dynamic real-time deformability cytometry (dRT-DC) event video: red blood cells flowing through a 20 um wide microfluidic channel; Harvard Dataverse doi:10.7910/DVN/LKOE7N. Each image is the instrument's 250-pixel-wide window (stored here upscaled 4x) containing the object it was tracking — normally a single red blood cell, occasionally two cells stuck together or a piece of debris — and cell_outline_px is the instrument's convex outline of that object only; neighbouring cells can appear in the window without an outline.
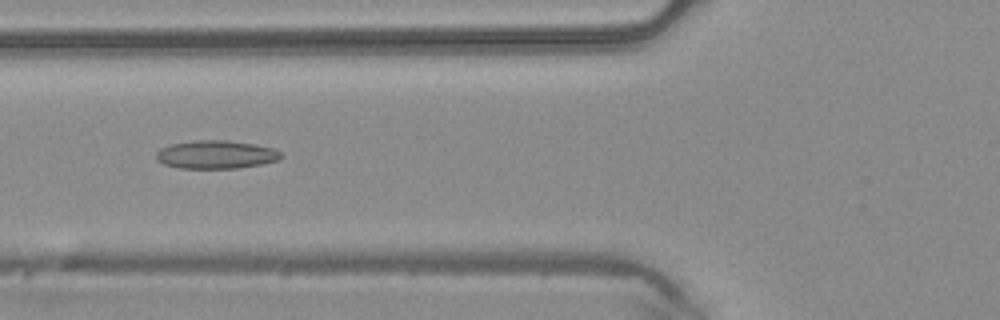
{"species": "common noctule bat (a hibernating species)", "species_latin": "Nyctalus noctula", "temperature_condition": "warm", "stored_images_in_passage": 47, "camera_frame_rate_fps": 3000, "um_per_image_px": 0.085, "animal": {"sex": "male", "body_mass_g": 20.4}, "frame": {"image": 1, "passage_image": 18, "time_ms": 5.667, "image_size_px": [1000, 320], "cell_outline_px": [[284, 156], [280, 160], [260, 164], [236, 168], [180, 168], [164, 164], [156, 160], [156, 152], [160, 148], [168, 144], [196, 140], [228, 140], [252, 144], [272, 148], [280, 152]], "centroid_in_image_um": [18.33, 13.13], "position_along_channel_um": 107.5, "area_um2": 20.58}}
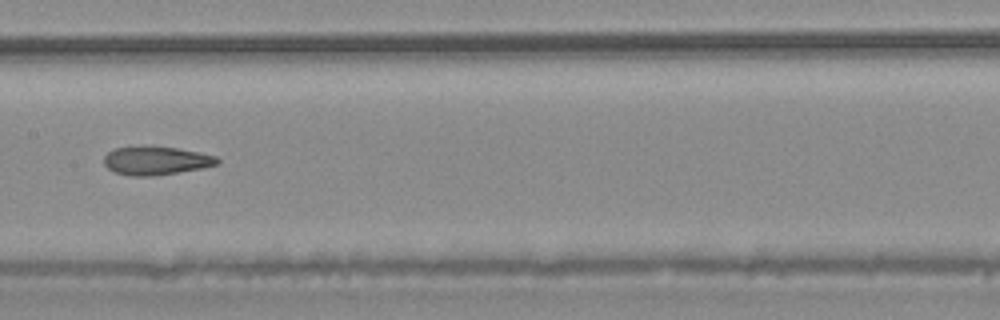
{"frame": {"image": 2, "passage_image": 24, "time_ms": 7.667, "image_size_px": [1000, 320], "cell_outline_px": [[220, 160], [216, 164], [200, 168], [152, 176], [132, 176], [112, 172], [104, 164], [104, 156], [108, 152], [116, 148], [176, 148], [200, 152], [216, 156]], "centroid_in_image_um": [13.24, 13.68], "position_along_channel_um": 194.2, "area_um2": 18.15}}
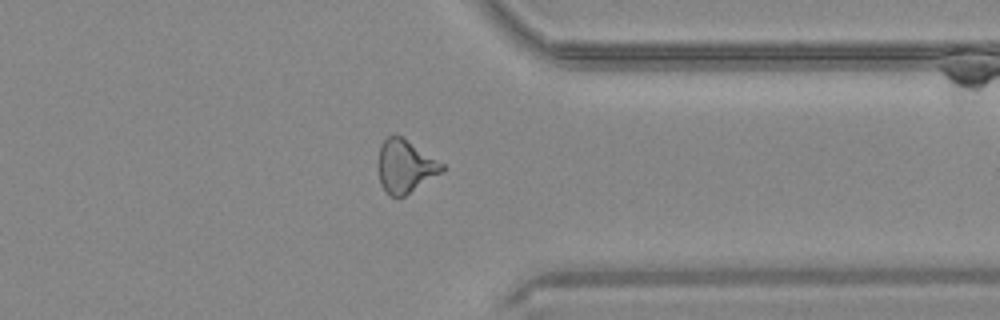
{"frame": {"image": 3, "passage_image": 37, "time_ms": 12.0, "image_size_px": [1000, 320], "cell_outline_px": [[444, 172], [404, 196], [388, 196], [380, 184], [376, 168], [376, 164], [380, 144], [388, 136], [404, 136], [444, 164]], "centroid_in_image_um": [34.41, 14.13], "position_along_channel_um": 377.0, "area_um2": 20.29}}